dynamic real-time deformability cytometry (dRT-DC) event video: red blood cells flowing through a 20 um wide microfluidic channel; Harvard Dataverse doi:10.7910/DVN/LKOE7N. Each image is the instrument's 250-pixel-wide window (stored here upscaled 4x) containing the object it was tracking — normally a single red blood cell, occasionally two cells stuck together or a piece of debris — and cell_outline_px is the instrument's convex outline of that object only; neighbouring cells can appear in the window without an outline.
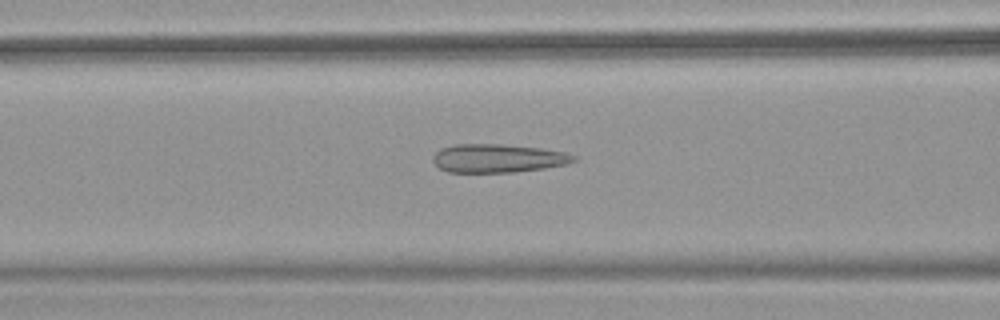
{"species": "common noctule bat (a hibernating species)", "species_latin": "Nyctalus noctula", "temperature_condition": "warm", "stored_images_in_passage": 50, "camera_frame_rate_fps": 3000, "um_per_image_px": 0.085, "animal": {"sex": "female", "body_mass_g": 18.4}, "frame": {"image": 1, "passage_image": 20, "time_ms": 6.333, "image_size_px": [1000, 320], "cell_outline_px": [[580, 160], [568, 164], [544, 168], [512, 172], [448, 172], [440, 168], [432, 160], [432, 156], [440, 148], [456, 144], [500, 144], [540, 148], [564, 152], [576, 156]], "centroid_in_image_um": [42.34, 13.45], "position_along_channel_um": 124.3, "area_um2": 23.41}}
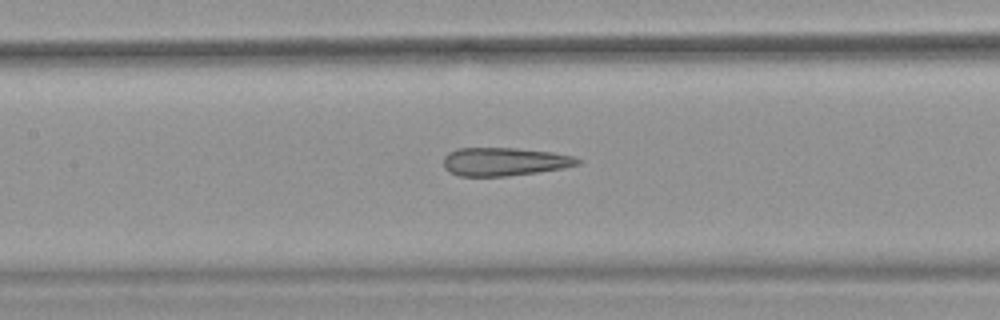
{"frame": {"image": 2, "passage_image": 23, "time_ms": 7.333, "image_size_px": [1000, 320], "cell_outline_px": [[584, 160], [580, 164], [564, 168], [508, 176], [460, 176], [448, 172], [444, 168], [444, 156], [448, 152], [456, 148], [516, 148], [552, 152], [576, 156]], "centroid_in_image_um": [42.89, 13.74], "position_along_channel_um": 164.5, "area_um2": 22.37}}
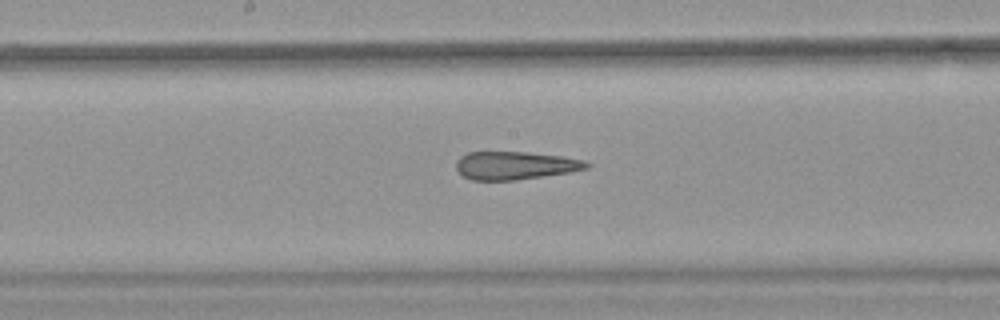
{"frame": {"image": 3, "passage_image": 26, "time_ms": 8.333, "image_size_px": [1000, 320], "cell_outline_px": [[592, 164], [588, 168], [568, 172], [516, 180], [472, 180], [464, 176], [456, 168], [456, 160], [460, 156], [468, 152], [528, 152], [560, 156], [584, 160]], "centroid_in_image_um": [43.78, 14.06], "position_along_channel_um": 204.4, "area_um2": 21.21}, "authors_computed_cell_mechanics": {"area_um2": 24.5939, "velocity_mm_per_s": 4.014, "shape_relaxation_time_tau1_ms": null, "shape_relaxation_time_tau2_ms": 2.5227, "deformation_change_tau1": null, "deformation_change_tau2": 0.1053}}